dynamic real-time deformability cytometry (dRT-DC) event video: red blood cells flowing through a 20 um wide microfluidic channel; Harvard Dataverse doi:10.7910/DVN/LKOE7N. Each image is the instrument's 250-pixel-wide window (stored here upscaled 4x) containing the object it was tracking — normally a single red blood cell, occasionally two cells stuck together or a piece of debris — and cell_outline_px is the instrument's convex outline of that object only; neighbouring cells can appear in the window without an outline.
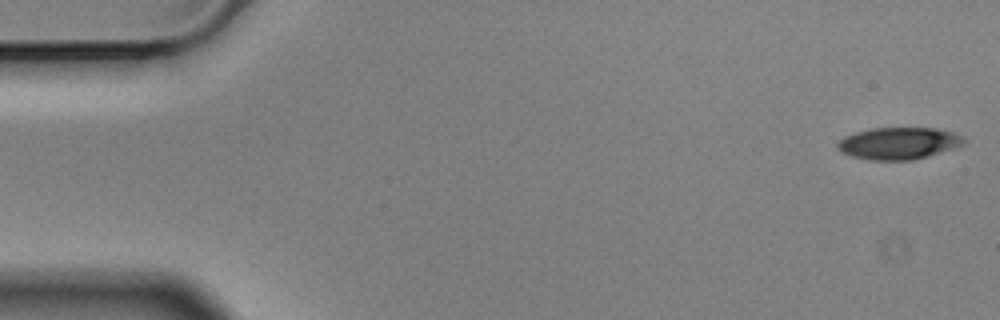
{"species": "Egyptian fruit bat (a non-hibernating species)", "species_latin": "Rousettus aegyptiacus", "temperature_condition": "cold", "stored_images_in_passage": 5, "camera_frame_rate_fps": 3000, "um_per_image_px": 0.085, "animal": {"sex": "male"}, "frame": {"image": 1, "passage_image": 1, "time_ms": 0.0, "image_size_px": [1000, 320], "cell_outline_px": [[964, 144], [912, 160], [872, 160], [852, 156], [840, 152], [836, 148], [836, 144], [844, 136], [856, 132], [872, 128], [936, 128], [952, 132], [960, 136], [964, 140]], "centroid_in_image_um": [76.31, 12.17], "position_along_channel_um": 8.7, "area_um2": 23.18}}